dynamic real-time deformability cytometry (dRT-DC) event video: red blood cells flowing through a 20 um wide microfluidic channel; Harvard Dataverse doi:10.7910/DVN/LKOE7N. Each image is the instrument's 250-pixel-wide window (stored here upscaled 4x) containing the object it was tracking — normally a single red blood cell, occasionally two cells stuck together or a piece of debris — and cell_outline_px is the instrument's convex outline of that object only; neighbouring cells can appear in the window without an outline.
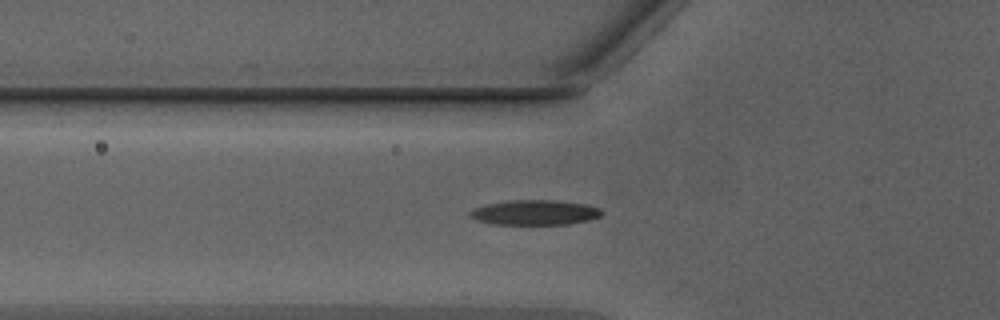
{"species": "Egyptian fruit bat (a non-hibernating species)", "species_latin": "Rousettus aegyptiacus", "temperature_condition": "warm", "stored_images_in_passage": 47, "camera_frame_rate_fps": 3000, "um_per_image_px": 0.085, "animal": {"sex": "male"}, "frame": {"image": 1, "passage_image": 18, "time_ms": 5.667, "image_size_px": [1000, 320], "cell_outline_px": [[604, 212], [600, 216], [588, 220], [568, 224], [492, 224], [476, 220], [468, 216], [468, 212], [472, 208], [484, 204], [508, 200], [556, 200], [588, 204], [600, 208]], "centroid_in_image_um": [45.42, 18.05], "position_along_channel_um": 80.4, "area_um2": 19.48}}
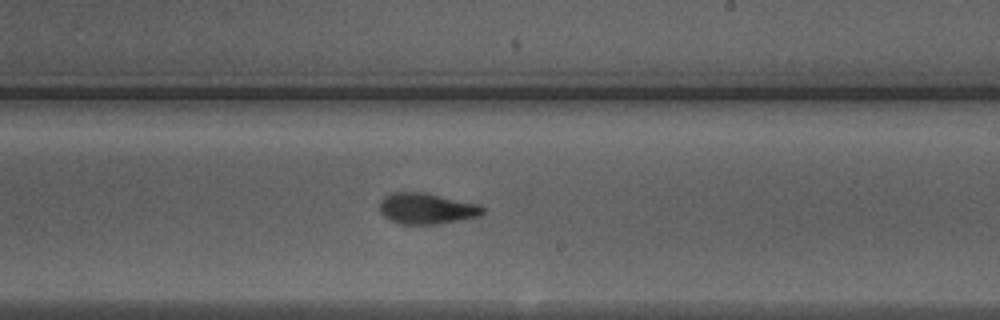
{"frame": {"image": 2, "passage_image": 30, "time_ms": 9.667, "image_size_px": [1000, 320], "cell_outline_px": [[484, 212], [480, 216], [460, 220], [436, 224], [400, 224], [384, 216], [380, 212], [380, 200], [388, 192], [424, 192], [480, 204], [484, 208]], "centroid_in_image_um": [36.26, 17.71], "position_along_channel_um": 252.7, "area_um2": 18.73}}
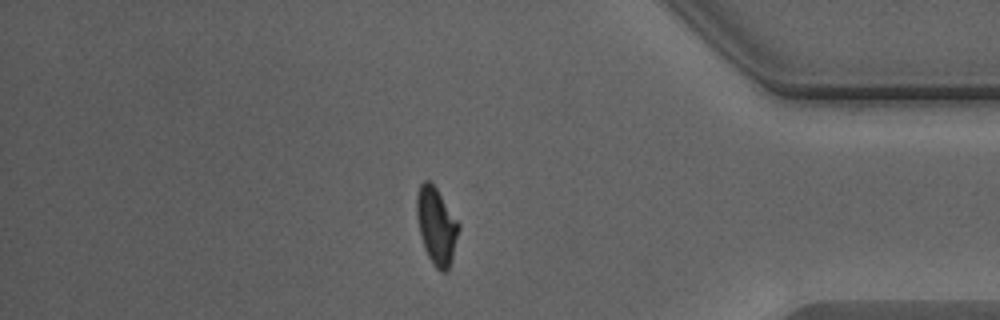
{"frame": {"image": 3, "passage_image": 42, "time_ms": 13.667, "image_size_px": [1000, 320], "cell_outline_px": [[460, 228], [452, 260], [448, 268], [444, 272], [440, 272], [432, 264], [424, 248], [420, 236], [416, 216], [416, 196], [420, 184], [424, 180], [428, 180], [436, 188], [460, 224]], "centroid_in_image_um": [37.09, 19.21], "position_along_channel_um": 398.1, "area_um2": 18.9}}